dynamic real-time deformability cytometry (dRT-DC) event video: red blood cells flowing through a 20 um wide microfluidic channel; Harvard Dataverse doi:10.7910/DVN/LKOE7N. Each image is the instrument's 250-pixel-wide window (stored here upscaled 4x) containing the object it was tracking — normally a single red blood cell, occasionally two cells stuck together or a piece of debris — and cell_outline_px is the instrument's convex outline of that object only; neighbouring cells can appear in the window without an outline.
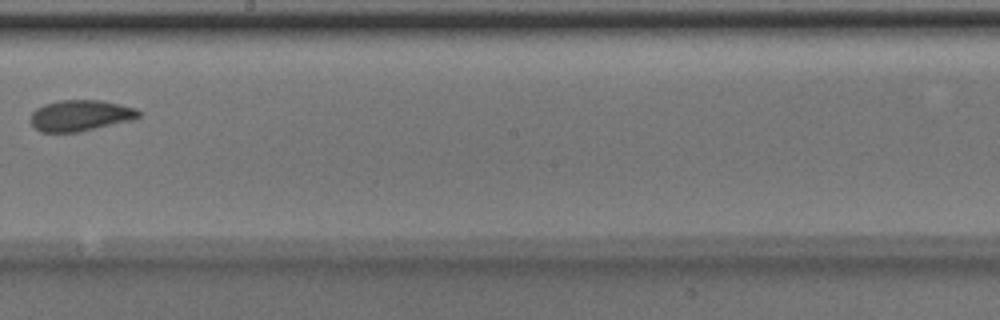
{"species": "Egyptian fruit bat (a non-hibernating species)", "species_latin": "Rousettus aegyptiacus", "temperature_condition": "room temperature", "stored_images_in_passage": 7, "camera_frame_rate_fps": 3000, "um_per_image_px": 0.085, "animal": {"sex": "male"}, "frame": {"image": 1, "passage_image": 7, "time_ms": 2.0, "image_size_px": [1000, 320], "cell_outline_px": [[144, 112], [136, 120], [80, 132], [40, 132], [28, 120], [32, 112], [36, 108], [44, 104], [60, 100], [100, 100], [120, 104], [136, 108]], "centroid_in_image_um": [6.88, 9.82], "position_along_channel_um": 241.3, "area_um2": 20.06}}